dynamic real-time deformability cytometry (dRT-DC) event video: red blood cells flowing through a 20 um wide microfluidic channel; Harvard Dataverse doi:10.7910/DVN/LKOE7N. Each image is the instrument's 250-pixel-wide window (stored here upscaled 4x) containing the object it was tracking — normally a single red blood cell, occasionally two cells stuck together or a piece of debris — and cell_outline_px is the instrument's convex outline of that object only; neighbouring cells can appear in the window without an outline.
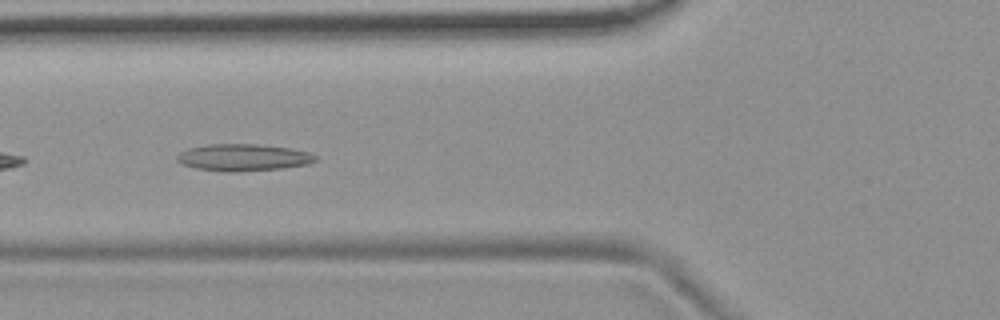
{"species": "common noctule bat (a hibernating species)", "species_latin": "Nyctalus noctula", "temperature_condition": "room temperature", "stored_images_in_passage": 9, "camera_frame_rate_fps": 3000, "um_per_image_px": 0.085, "animal": {"sex": "female", "body_mass_g": 19.9}, "frame": {"image": 1, "passage_image": 6, "time_ms": 5.667, "image_size_px": [1000, 320], "cell_outline_px": [[316, 160], [308, 164], [284, 168], [236, 172], [220, 172], [196, 168], [180, 164], [176, 160], [176, 156], [180, 152], [188, 148], [208, 144], [256, 144], [292, 148], [308, 152], [316, 156]], "centroid_in_image_um": [20.64, 13.39], "position_along_channel_um": 105.2, "area_um2": 21.96}}
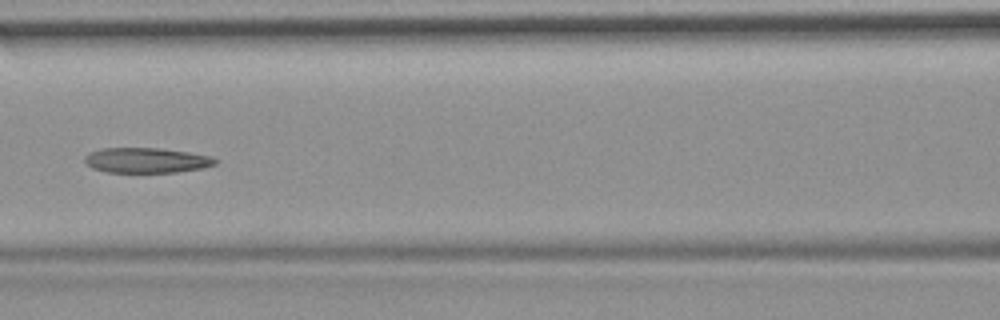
{"frame": {"image": 2, "passage_image": 7, "time_ms": 7.0, "image_size_px": [1000, 320], "cell_outline_px": [[216, 164], [204, 168], [176, 172], [108, 172], [92, 168], [84, 164], [84, 156], [100, 148], [160, 148], [188, 152], [212, 156], [216, 160]], "centroid_in_image_um": [12.43, 13.62], "position_along_channel_um": 154.2, "area_um2": 19.19}}
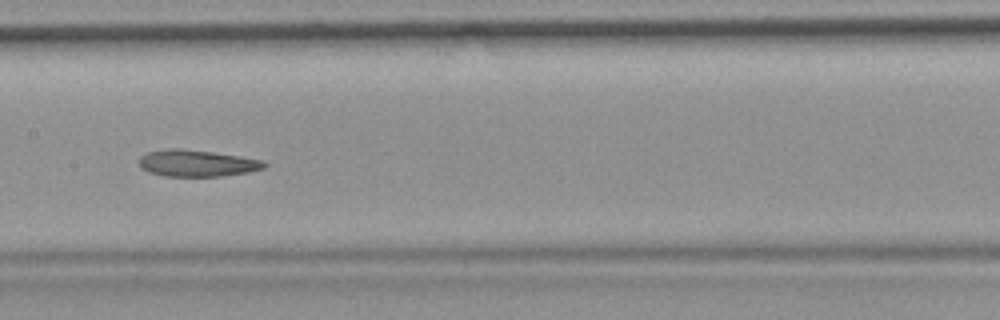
{"frame": {"image": 3, "passage_image": 8, "time_ms": 8.0, "image_size_px": [1000, 320], "cell_outline_px": [[268, 164], [264, 168], [248, 172], [224, 176], [164, 176], [148, 172], [140, 168], [140, 156], [148, 152], [168, 148], [180, 148], [212, 152], [240, 156], [264, 160]], "centroid_in_image_um": [16.75, 13.87], "position_along_channel_um": 190.7, "area_um2": 19.54}}